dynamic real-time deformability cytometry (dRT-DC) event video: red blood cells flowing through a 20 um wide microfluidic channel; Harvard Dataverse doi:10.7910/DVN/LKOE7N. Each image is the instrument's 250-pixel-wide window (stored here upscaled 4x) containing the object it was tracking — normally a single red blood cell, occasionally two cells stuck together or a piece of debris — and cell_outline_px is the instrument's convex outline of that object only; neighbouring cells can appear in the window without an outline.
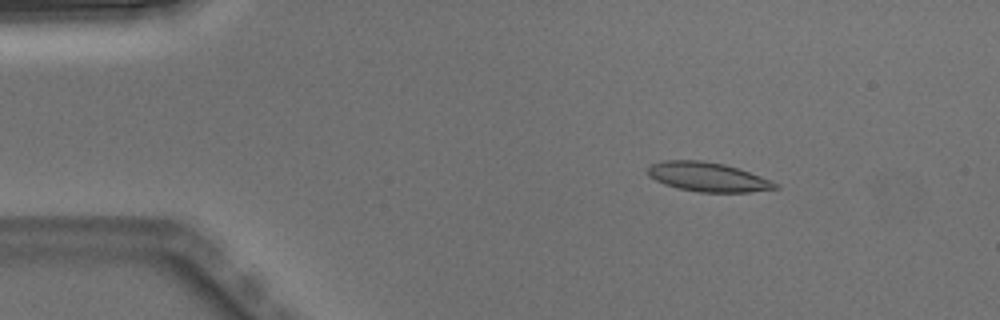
{"species": "Egyptian fruit bat (a non-hibernating species)", "species_latin": "Rousettus aegyptiacus", "temperature_condition": "warm", "stored_images_in_passage": 4, "camera_frame_rate_fps": 3000, "um_per_image_px": 0.085, "animal": {"sex": "male"}, "frame": {"image": 1, "passage_image": 2, "time_ms": 0.333, "image_size_px": [1000, 320], "cell_outline_px": [[780, 188], [748, 192], [700, 192], [676, 188], [664, 184], [648, 176], [648, 164], [660, 160], [700, 160], [724, 164], [772, 180], [780, 184]], "centroid_in_image_um": [60.13, 15.04], "position_along_channel_um": 24.9, "area_um2": 21.85}}
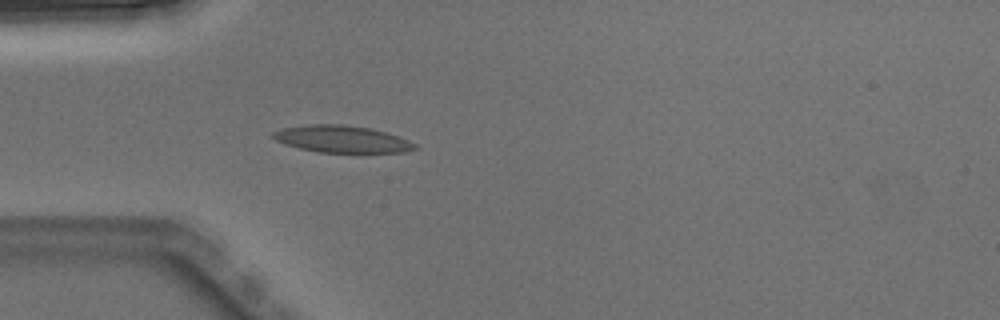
{"frame": {"image": 2, "passage_image": 4, "time_ms": 1.0, "image_size_px": [1000, 320], "cell_outline_px": [[416, 148], [404, 152], [320, 152], [300, 148], [276, 140], [272, 136], [272, 132], [280, 128], [308, 124], [344, 124], [368, 128], [400, 136], [416, 144]], "centroid_in_image_um": [29.05, 11.81], "position_along_channel_um": 56.0, "area_um2": 22.08}}